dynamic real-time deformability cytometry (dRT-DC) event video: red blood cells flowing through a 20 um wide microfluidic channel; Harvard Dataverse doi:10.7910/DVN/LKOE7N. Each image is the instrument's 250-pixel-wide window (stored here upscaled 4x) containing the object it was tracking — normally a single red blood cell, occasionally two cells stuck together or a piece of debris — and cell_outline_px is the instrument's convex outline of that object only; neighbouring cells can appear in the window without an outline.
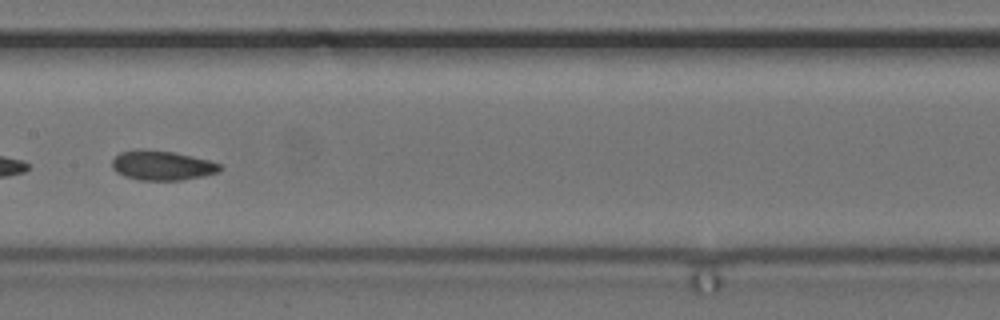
{"species": "common noctule bat (a hibernating species)", "species_latin": "Nyctalus noctula", "temperature_condition": "cold", "stored_images_in_passage": 53, "camera_frame_rate_fps": 3000, "um_per_image_px": 0.085, "animal": {"sex": "female", "body_mass_g": 24.6, "forearm_length_mm": 56.2}, "frame": {"image": 1, "passage_image": 27, "time_ms": 8.667, "image_size_px": [1000, 320], "cell_outline_px": [[224, 168], [220, 172], [204, 176], [180, 180], [140, 180], [124, 176], [116, 172], [112, 168], [112, 160], [120, 152], [136, 148], [140, 148], [172, 152], [192, 156], [208, 160], [220, 164]], "centroid_in_image_um": [13.77, 14.06], "position_along_channel_um": 193.6, "area_um2": 18.79}}
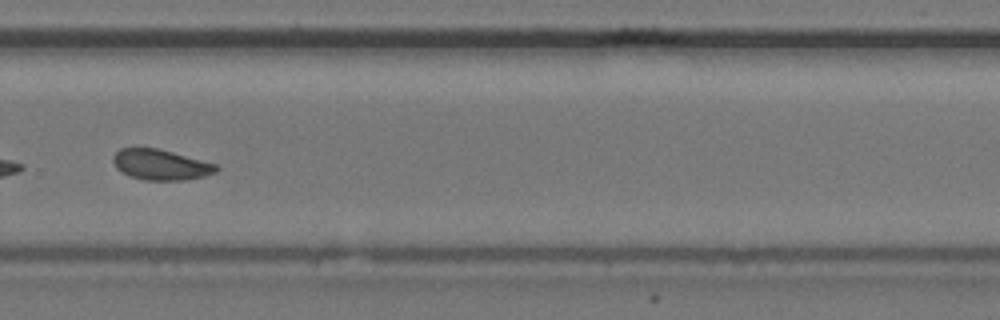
{"frame": {"image": 2, "passage_image": 37, "time_ms": 12.0, "image_size_px": [1000, 320], "cell_outline_px": [[220, 168], [216, 172], [204, 176], [184, 180], [144, 180], [128, 176], [120, 172], [116, 168], [112, 160], [112, 156], [120, 148], [156, 148], [172, 152], [216, 164]], "centroid_in_image_um": [13.62, 14.01], "position_along_channel_um": 316.2, "area_um2": 18.38}}
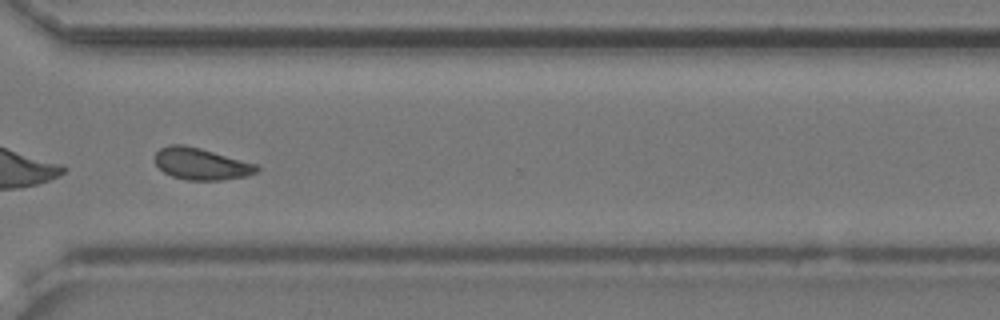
{"frame": {"image": 3, "passage_image": 40, "time_ms": 13.0, "image_size_px": [1000, 320], "cell_outline_px": [[260, 172], [248, 176], [220, 180], [188, 180], [172, 176], [164, 172], [156, 164], [152, 156], [160, 148], [168, 144], [184, 144], [200, 148], [256, 164], [260, 168]], "centroid_in_image_um": [17.08, 13.92], "position_along_channel_um": 353.5, "area_um2": 19.02}, "authors_computed_cell_mechanics": {"area_um2": 19.0162, "velocity_mm_per_s": 3.6942, "shape_relaxation_time_tau1_ms": null, "shape_relaxation_time_tau2_ms": 2.8301, "deformation_change_tau1": null, "deformation_change_tau2": 0.071}}